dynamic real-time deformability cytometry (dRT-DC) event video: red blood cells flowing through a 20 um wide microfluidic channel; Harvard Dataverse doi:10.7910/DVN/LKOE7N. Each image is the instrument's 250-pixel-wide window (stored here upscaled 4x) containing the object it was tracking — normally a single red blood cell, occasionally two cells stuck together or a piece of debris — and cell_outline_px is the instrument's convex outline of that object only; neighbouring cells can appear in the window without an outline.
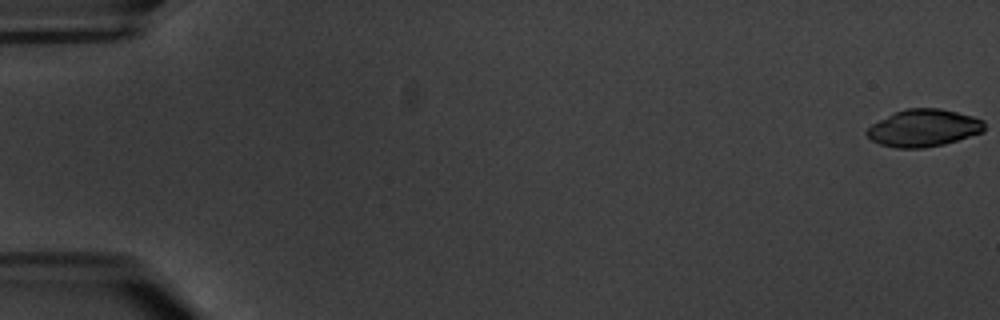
{"species": "common noctule bat (a hibernating species)", "species_latin": "Nyctalus noctula", "temperature_condition": "warm", "stored_images_in_passage": 4, "camera_frame_rate_fps": 3000, "um_per_image_px": 0.085, "animal": {"sex": "male", "body_mass_g": 20.1, "forearm_length_mm": 53.5}, "frame": {"image": 1, "passage_image": 1, "time_ms": 0.0, "image_size_px": [1000, 320], "cell_outline_px": [[984, 132], [944, 144], [924, 148], [896, 148], [880, 144], [872, 140], [864, 132], [872, 124], [904, 108], [940, 108], [972, 116], [984, 120]], "centroid_in_image_um": [78.52, 10.88], "position_along_channel_um": 6.5, "area_um2": 25.43}}